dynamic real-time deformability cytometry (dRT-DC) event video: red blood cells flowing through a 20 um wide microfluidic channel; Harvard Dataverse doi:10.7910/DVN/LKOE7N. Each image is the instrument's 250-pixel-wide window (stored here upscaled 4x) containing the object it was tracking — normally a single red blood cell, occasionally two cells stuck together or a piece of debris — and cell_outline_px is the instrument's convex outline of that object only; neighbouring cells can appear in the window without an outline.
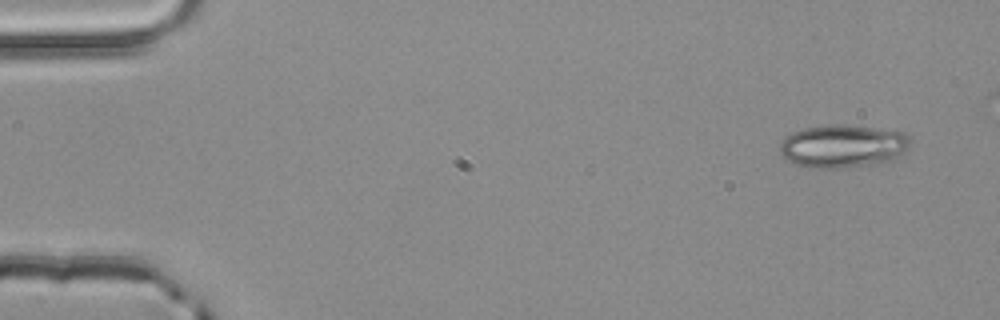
{"species": "common noctule bat (a hibernating species)", "species_latin": "Nyctalus noctula", "temperature_condition": "room temperature", "stored_images_in_passage": 4, "camera_frame_rate_fps": 3000, "um_per_image_px": 0.085, "animal": {"sex": "male", "body_mass_g": 20.4}, "frame": {"image": 1, "passage_image": 1, "time_ms": 0.0, "image_size_px": [1000, 320], "cell_outline_px": [[908, 144], [904, 156], [896, 160], [884, 164], [840, 168], [808, 168], [792, 164], [780, 152], [780, 144], [784, 136], [792, 132], [804, 128], [824, 124], [848, 124], [904, 132], [908, 136]], "centroid_in_image_um": [71.66, 12.43], "position_along_channel_um": 13.3, "area_um2": 33.58}}